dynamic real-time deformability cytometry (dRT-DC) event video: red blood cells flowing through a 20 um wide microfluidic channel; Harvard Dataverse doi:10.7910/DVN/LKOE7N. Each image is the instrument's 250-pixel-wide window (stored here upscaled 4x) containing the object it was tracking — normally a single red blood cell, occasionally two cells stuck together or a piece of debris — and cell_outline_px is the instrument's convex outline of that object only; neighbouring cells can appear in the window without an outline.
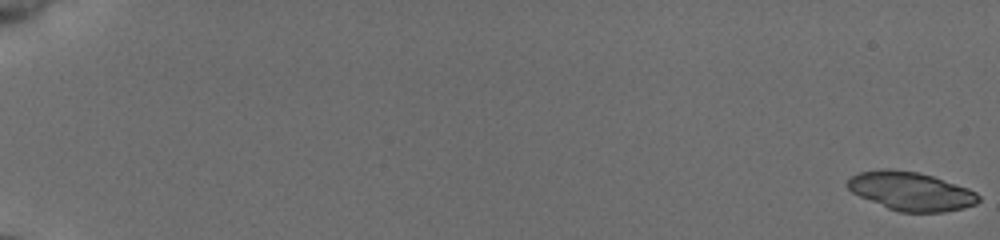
{"species": "common noctule bat (a hibernating species)", "species_latin": "Nyctalus noctula", "temperature_condition": "cold", "stored_images_in_passage": 45, "camera_frame_rate_fps": 3000, "um_per_image_px": 0.085, "animal": {"sex": "female", "body_mass_g": 19.5, "forearm_length_mm": 54.1}, "frame": {"image": 1, "passage_image": 1, "time_ms": 0.0, "image_size_px": [1000, 240], "cell_outline_px": [[980, 200], [976, 204], [964, 208], [944, 212], [900, 212], [888, 208], [860, 196], [852, 192], [848, 188], [848, 180], [852, 176], [860, 172], [884, 168], [892, 168], [920, 172], [968, 188], [976, 192], [980, 196]], "centroid_in_image_um": [77.45, 16.24], "position_along_channel_um": 7.5, "area_um2": 29.42}}